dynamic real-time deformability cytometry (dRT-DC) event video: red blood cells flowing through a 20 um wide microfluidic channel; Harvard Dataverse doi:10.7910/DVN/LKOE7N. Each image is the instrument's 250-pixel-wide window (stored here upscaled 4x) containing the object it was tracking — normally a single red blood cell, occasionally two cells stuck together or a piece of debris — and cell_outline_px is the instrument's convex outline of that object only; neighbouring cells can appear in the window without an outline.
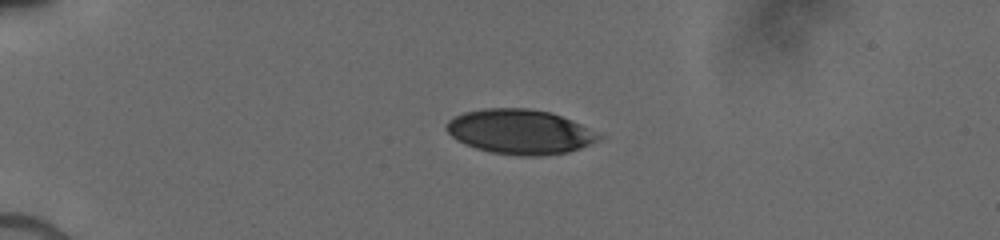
{"species": "human", "species_latin": "Homo sapiens", "temperature_condition": "cold", "stored_images_in_passage": 6, "camera_frame_rate_fps": 3000, "um_per_image_px": 0.085, "donor": {"sex": "male"}, "frame": {"image": 1, "passage_image": 1, "time_ms": 0.0, "image_size_px": [1000, 240], "cell_outline_px": [[604, 136], [600, 140], [580, 148], [568, 152], [540, 156], [520, 156], [492, 152], [476, 148], [464, 144], [456, 140], [444, 128], [448, 120], [464, 112], [484, 108], [528, 108], [552, 112], [572, 120]], "centroid_in_image_um": [44.2, 11.19], "position_along_channel_um": 40.8, "area_um2": 39.82}}
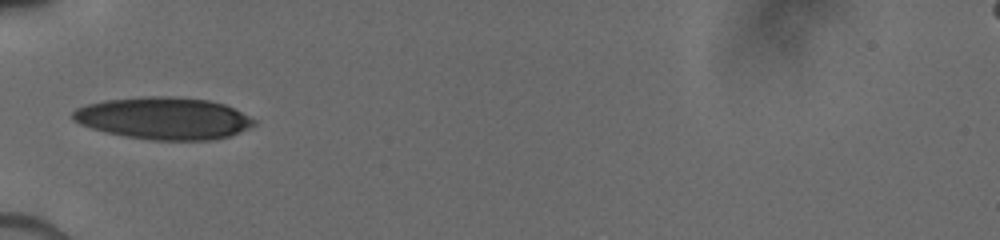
{"frame": {"image": 2, "passage_image": 4, "time_ms": 2.0, "image_size_px": [1000, 240], "cell_outline_px": [[256, 124], [240, 132], [228, 136], [212, 140], [152, 140], [124, 136], [104, 132], [80, 124], [72, 120], [72, 112], [76, 108], [88, 104], [104, 100], [140, 96], [172, 96], [208, 100], [224, 104], [256, 120]], "centroid_in_image_um": [13.88, 10.05], "position_along_channel_um": 71.1, "area_um2": 44.56}}
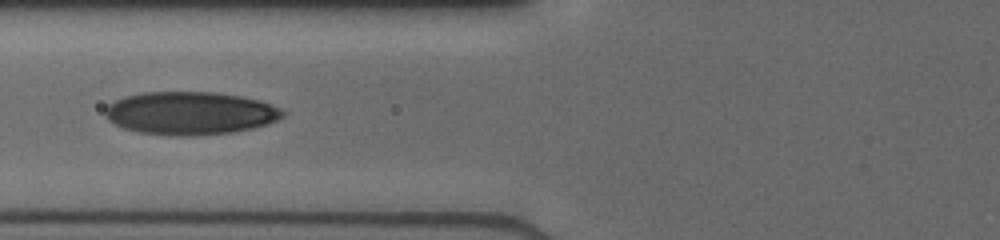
{"frame": {"image": 3, "passage_image": 5, "time_ms": 3.0, "image_size_px": [1000, 240], "cell_outline_px": [[288, 112], [284, 116], [268, 124], [252, 128], [232, 132], [196, 136], [176, 136], [136, 132], [124, 128], [108, 120], [104, 116], [104, 108], [108, 104], [124, 96], [144, 92], [216, 92], [240, 96], [260, 100], [280, 108]], "centroid_in_image_um": [16.16, 9.62], "position_along_channel_um": 109.6, "area_um2": 44.85}}